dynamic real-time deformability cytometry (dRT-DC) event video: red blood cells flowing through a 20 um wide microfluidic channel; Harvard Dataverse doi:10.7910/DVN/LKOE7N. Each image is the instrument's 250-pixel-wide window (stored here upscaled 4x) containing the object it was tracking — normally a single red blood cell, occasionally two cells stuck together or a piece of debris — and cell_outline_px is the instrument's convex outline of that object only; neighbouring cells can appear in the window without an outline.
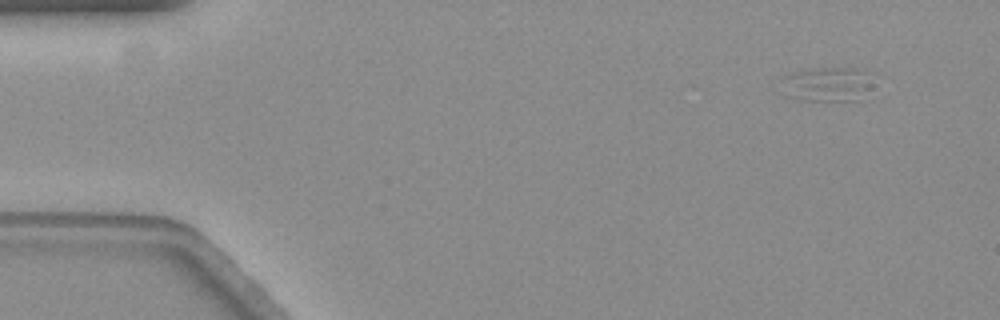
{"species": "common noctule bat (a hibernating species)", "species_latin": "Nyctalus noctula", "temperature_condition": "warm", "stored_images_in_passage": 44, "camera_frame_rate_fps": 3000, "um_per_image_px": 0.085, "animal": {"sex": "female", "body_mass_g": 19.3, "forearm_length_mm": 54.1}, "frame": {"image": 1, "passage_image": 1, "time_ms": 0.0, "image_size_px": [1000, 320], "cell_outline_px": [[872, 84], [860, 100], [800, 100], [784, 96], [780, 76], [792, 72], [808, 68], [856, 68], [872, 72]], "centroid_in_image_um": [70.28, 7.14], "position_along_channel_um": 14.7, "area_um2": 18.96}}
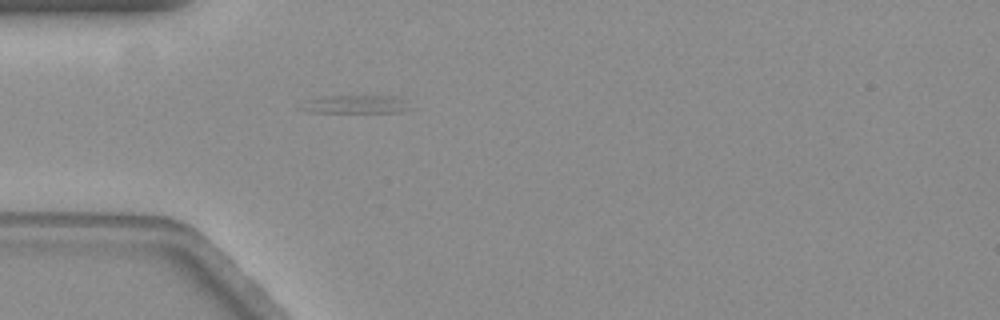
{"frame": {"image": 2, "passage_image": 14, "time_ms": 4.333, "image_size_px": [1000, 320], "cell_outline_px": [[412, 108], [396, 112], [308, 112], [300, 108], [308, 100], [324, 96], [396, 96], [404, 100]], "centroid_in_image_um": [30.25, 8.87], "position_along_channel_um": 54.7, "area_um2": 11.33}}